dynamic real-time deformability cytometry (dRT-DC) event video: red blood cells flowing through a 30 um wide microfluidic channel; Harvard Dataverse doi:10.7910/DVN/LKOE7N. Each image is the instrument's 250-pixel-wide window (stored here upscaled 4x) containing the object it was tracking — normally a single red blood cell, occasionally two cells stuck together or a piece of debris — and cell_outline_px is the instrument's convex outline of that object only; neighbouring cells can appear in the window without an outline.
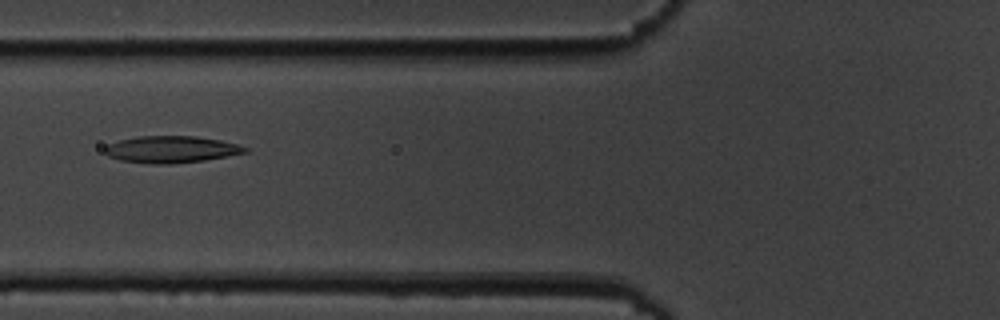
{"species": "common noctule bat (a hibernating species)", "species_latin": "Nyctalus noctula", "temperature_condition": "cold", "stored_images_in_passage": 11, "camera_frame_rate_fps": 3000, "um_per_image_px": 0.085, "animal": {"sex": "male", "body_mass_g": 19.5, "forearm_length_mm": 54.6}, "frame": {"image": 1, "passage_image": 4, "time_ms": 4.333, "image_size_px": [1000, 320], "cell_outline_px": [[248, 152], [204, 160], [168, 164], [148, 164], [120, 160], [108, 156], [104, 152], [104, 148], [108, 144], [120, 140], [136, 136], [196, 136], [220, 140], [236, 144], [248, 148]], "centroid_in_image_um": [14.51, 12.7], "position_along_channel_um": 111.3, "area_um2": 21.91}}
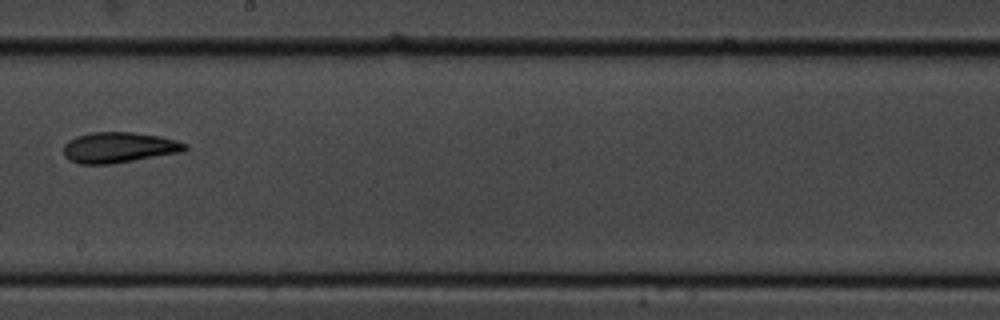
{"frame": {"image": 2, "passage_image": 7, "time_ms": 8.0, "image_size_px": [1000, 320], "cell_outline_px": [[188, 148], [184, 152], [112, 164], [80, 164], [68, 160], [64, 156], [64, 144], [68, 140], [76, 136], [92, 132], [132, 132], [160, 136], [176, 140], [188, 144]], "centroid_in_image_um": [10.12, 12.54], "position_along_channel_um": 238.1, "area_um2": 21.96}}
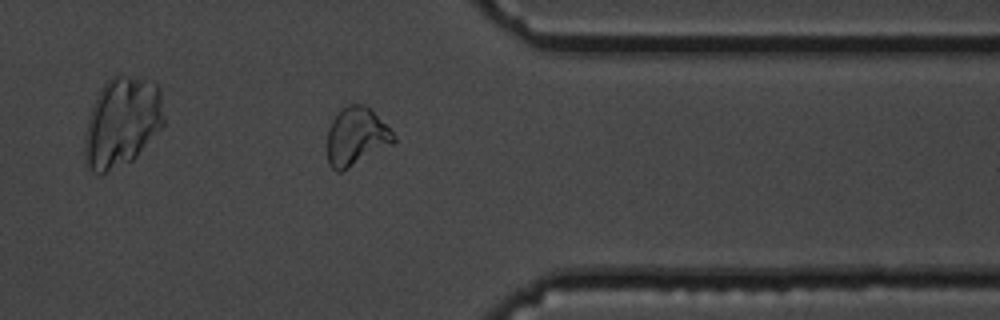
{"frame": {"image": 3, "passage_image": 11, "time_ms": 12.333, "image_size_px": [1000, 320], "cell_outline_px": [[396, 140], [392, 144], [348, 168], [340, 172], [336, 172], [328, 164], [328, 128], [332, 120], [340, 108], [348, 104], [364, 104], [372, 108], [396, 136]], "centroid_in_image_um": [30.28, 11.57], "position_along_channel_um": 381.1, "area_um2": 22.6}, "authors_computed_cell_mechanics": {"area_um2": 21.675, "velocity_mm_per_s": 3.4717, "shape_relaxation_time_tau1_ms": 5.7222, "shape_relaxation_time_tau2_ms": 4.9457, "deformation_change_tau1": 0.1645, "deformation_change_tau2": 0.1281}}